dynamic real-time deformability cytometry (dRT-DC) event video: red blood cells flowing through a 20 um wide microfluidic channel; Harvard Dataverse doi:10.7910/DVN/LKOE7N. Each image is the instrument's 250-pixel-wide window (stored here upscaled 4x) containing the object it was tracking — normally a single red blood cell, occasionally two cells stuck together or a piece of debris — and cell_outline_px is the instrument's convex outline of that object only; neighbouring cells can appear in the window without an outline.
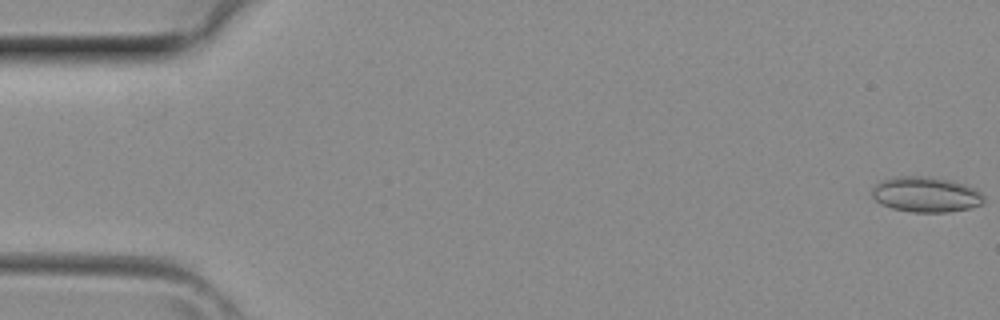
{"species": "common noctule bat (a hibernating species)", "species_latin": "Nyctalus noctula", "temperature_condition": "room temperature", "stored_images_in_passage": 4, "camera_frame_rate_fps": 3000, "um_per_image_px": 0.085, "animal": {"sex": "female", "body_mass_g": 29.2, "forearm_length_mm": 56.3}, "frame": {"image": 1, "passage_image": 1, "time_ms": 0.0, "image_size_px": [1000, 320], "cell_outline_px": [[984, 204], [968, 208], [944, 212], [912, 212], [892, 208], [880, 204], [872, 196], [872, 188], [880, 180], [896, 176], [920, 176], [952, 180], [976, 188], [984, 196]], "centroid_in_image_um": [78.69, 16.52], "position_along_channel_um": 6.3, "area_um2": 23.12}}